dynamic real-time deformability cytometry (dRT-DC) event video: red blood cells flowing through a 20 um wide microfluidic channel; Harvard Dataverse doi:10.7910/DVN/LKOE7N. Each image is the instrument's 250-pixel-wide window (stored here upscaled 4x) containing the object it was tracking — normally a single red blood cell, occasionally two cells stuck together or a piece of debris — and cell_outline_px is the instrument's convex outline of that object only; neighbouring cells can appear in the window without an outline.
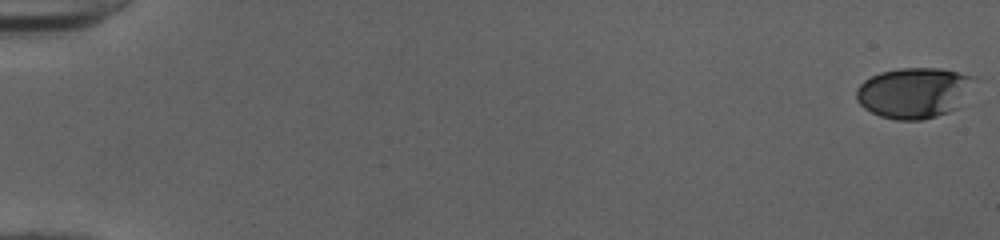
{"species": "human", "species_latin": "Homo sapiens", "temperature_condition": "cold", "stored_images_in_passage": 52, "camera_frame_rate_fps": 3000, "um_per_image_px": 0.085, "donor": {"sex": "female"}, "frame": {"image": 1, "passage_image": 1, "time_ms": 0.0, "image_size_px": [1000, 240], "cell_outline_px": [[980, 76], [956, 108], [948, 112], [936, 116], [920, 120], [896, 120], [880, 116], [864, 108], [856, 100], [856, 88], [864, 80], [880, 72], [900, 68], [940, 68]], "centroid_in_image_um": [77.71, 7.86], "position_along_channel_um": 7.3, "area_um2": 35.03}}
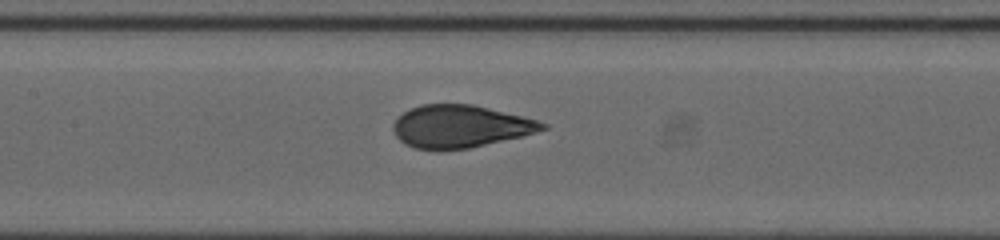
{"frame": {"image": 2, "passage_image": 27, "time_ms": 8.667, "image_size_px": [1000, 240], "cell_outline_px": [[548, 128], [520, 136], [468, 148], [416, 148], [404, 144], [396, 136], [392, 128], [392, 124], [404, 112], [420, 104], [472, 104], [536, 120], [548, 124]], "centroid_in_image_um": [39.08, 10.72], "position_along_channel_um": 168.3, "area_um2": 36.07}}
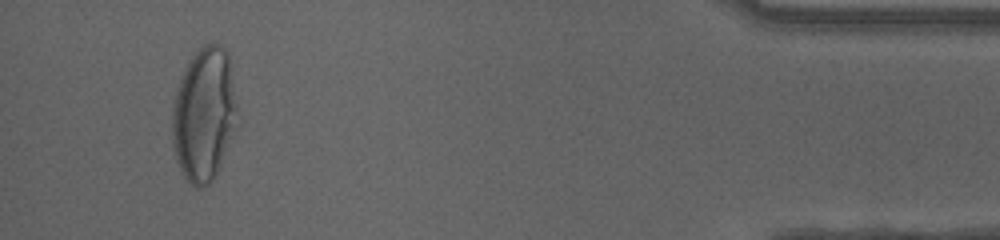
{"frame": {"image": 3, "passage_image": 50, "time_ms": 16.333, "image_size_px": [1000, 240], "cell_outline_px": [[240, 124], [212, 180], [208, 184], [200, 188], [196, 188], [184, 176], [176, 160], [172, 140], [172, 100], [180, 80], [192, 56], [204, 44], [220, 44], [224, 48], [228, 56]], "centroid_in_image_um": [17.36, 9.75], "position_along_channel_um": 417.8, "area_um2": 50.86}, "authors_computed_cell_mechanics": {"area_um2": 37.1076, "velocity_mm_per_s": 4.0321, "shape_relaxation_time_tau1_ms": 5.384, "shape_relaxation_time_tau2_ms": null, "deformation_change_tau1": 0.2195, "deformation_change_tau2": null}}